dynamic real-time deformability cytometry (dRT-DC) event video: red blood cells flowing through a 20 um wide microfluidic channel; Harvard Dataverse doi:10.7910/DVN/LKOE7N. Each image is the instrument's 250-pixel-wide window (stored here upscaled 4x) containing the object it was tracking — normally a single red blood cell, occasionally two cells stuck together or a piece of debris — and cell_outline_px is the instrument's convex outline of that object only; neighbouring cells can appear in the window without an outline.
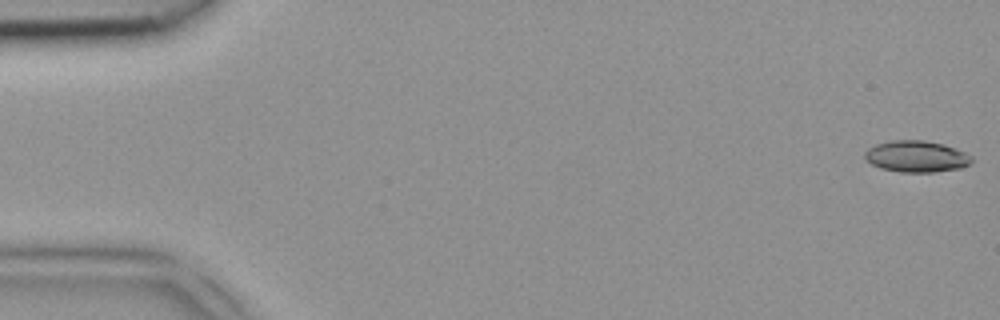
{"species": "common noctule bat (a hibernating species)", "species_latin": "Nyctalus noctula", "temperature_condition": "room temperature", "stored_images_in_passage": 5, "camera_frame_rate_fps": 3000, "um_per_image_px": 0.085, "animal": {"sex": "female", "body_mass_g": 18.4}, "frame": {"image": 1, "passage_image": 1, "time_ms": 0.0, "image_size_px": [1000, 320], "cell_outline_px": [[972, 160], [968, 164], [960, 168], [932, 172], [900, 172], [880, 168], [864, 160], [864, 152], [868, 148], [876, 144], [892, 140], [924, 140], [944, 144], [956, 148], [972, 156]], "centroid_in_image_um": [77.86, 13.29], "position_along_channel_um": 7.1, "area_um2": 19.65}}
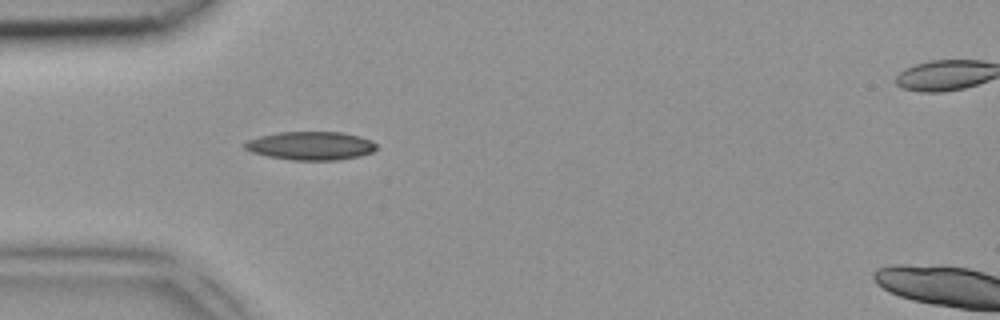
{"frame": {"image": 2, "passage_image": 4, "time_ms": 1.0, "image_size_px": [1000, 320], "cell_outline_px": [[376, 148], [372, 152], [360, 156], [336, 160], [292, 160], [268, 156], [252, 152], [244, 148], [244, 144], [248, 140], [260, 136], [280, 132], [340, 132], [360, 136], [372, 140], [376, 144]], "centroid_in_image_um": [26.43, 12.39], "position_along_channel_um": 58.6, "area_um2": 21.73}}